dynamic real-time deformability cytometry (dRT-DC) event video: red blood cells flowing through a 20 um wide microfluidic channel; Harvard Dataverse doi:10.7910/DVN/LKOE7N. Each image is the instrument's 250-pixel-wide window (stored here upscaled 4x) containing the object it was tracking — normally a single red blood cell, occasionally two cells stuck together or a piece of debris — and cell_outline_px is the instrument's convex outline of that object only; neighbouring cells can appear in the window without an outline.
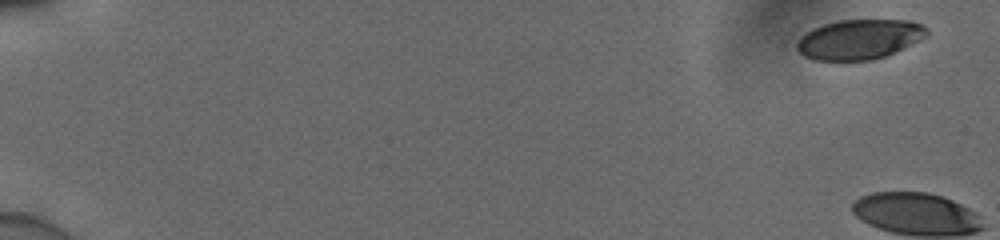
{"species": "human", "species_latin": "Homo sapiens", "temperature_condition": "cold", "stored_images_in_passage": 5, "camera_frame_rate_fps": 3000, "um_per_image_px": 0.085, "donor": {"sex": "male"}, "frame": {"image": 1, "passage_image": 1, "time_ms": 0.0, "image_size_px": [1000, 240], "cell_outline_px": [[928, 36], [920, 40], [884, 56], [872, 60], [812, 60], [804, 56], [796, 48], [796, 44], [800, 36], [812, 28], [824, 24], [840, 20], [912, 20], [928, 28]], "centroid_in_image_um": [73.03, 3.33], "position_along_channel_um": 12.0, "area_um2": 30.17}}